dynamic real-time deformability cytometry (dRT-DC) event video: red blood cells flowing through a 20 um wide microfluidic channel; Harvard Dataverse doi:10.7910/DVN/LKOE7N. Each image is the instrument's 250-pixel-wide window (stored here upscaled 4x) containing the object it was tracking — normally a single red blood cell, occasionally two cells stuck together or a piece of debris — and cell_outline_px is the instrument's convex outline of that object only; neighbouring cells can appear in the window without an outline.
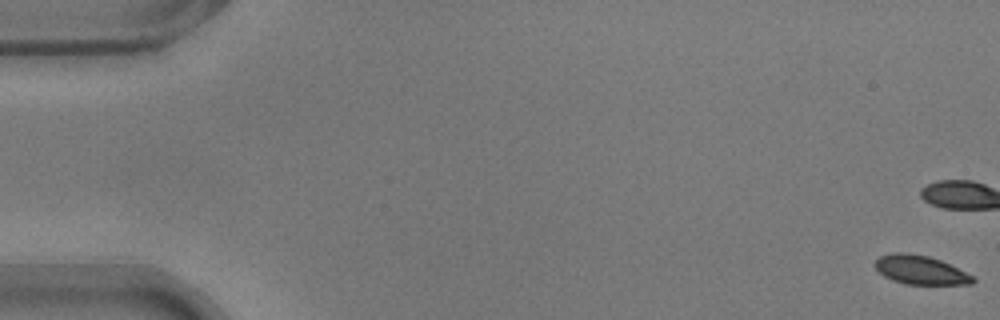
{"species": "common noctule bat (a hibernating species)", "species_latin": "Nyctalus noctula", "temperature_condition": "warm", "stored_images_in_passage": 10, "camera_frame_rate_fps": 3000, "um_per_image_px": 0.085, "animal": {"sex": "male", "body_mass_g": 17.9}, "frame": {"image": 1, "passage_image": 1, "time_ms": 0.0, "image_size_px": [1000, 320], "cell_outline_px": [[976, 280], [972, 284], [904, 284], [892, 280], [884, 276], [876, 268], [876, 260], [880, 256], [892, 252], [908, 252], [928, 256], [940, 260], [972, 276]], "centroid_in_image_um": [78.2, 22.94], "position_along_channel_um": 6.8, "area_um2": 16.24}}